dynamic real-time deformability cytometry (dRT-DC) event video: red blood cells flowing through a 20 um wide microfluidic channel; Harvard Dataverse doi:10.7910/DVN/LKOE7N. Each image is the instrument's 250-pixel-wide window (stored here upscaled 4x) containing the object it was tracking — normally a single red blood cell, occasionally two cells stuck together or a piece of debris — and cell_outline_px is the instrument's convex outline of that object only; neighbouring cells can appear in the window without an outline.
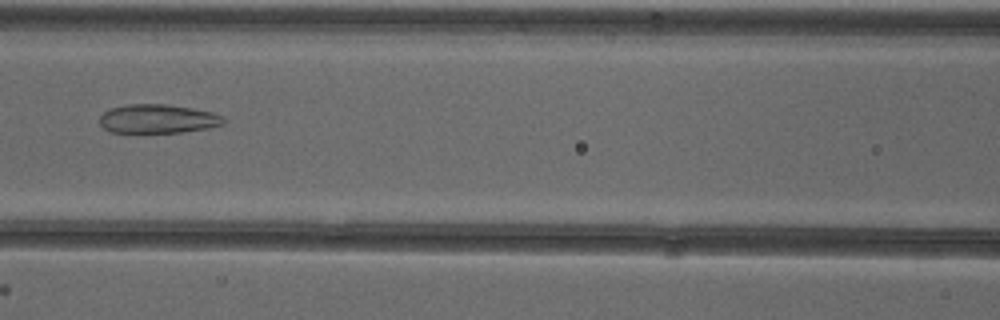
{"species": "common noctule bat (a hibernating species)", "species_latin": "Nyctalus noctula", "temperature_condition": "cold", "stored_images_in_passage": 53, "camera_frame_rate_fps": 3000, "um_per_image_px": 0.085, "animal": {"sex": "female"}, "frame": {"image": 1, "passage_image": 24, "time_ms": 7.667, "image_size_px": [1000, 320], "cell_outline_px": [[224, 124], [208, 128], [180, 132], [112, 132], [104, 128], [100, 124], [100, 116], [108, 108], [128, 104], [164, 104], [192, 108], [212, 112], [224, 116]], "centroid_in_image_um": [13.41, 10.09], "position_along_channel_um": 153.2, "area_um2": 20.81}}
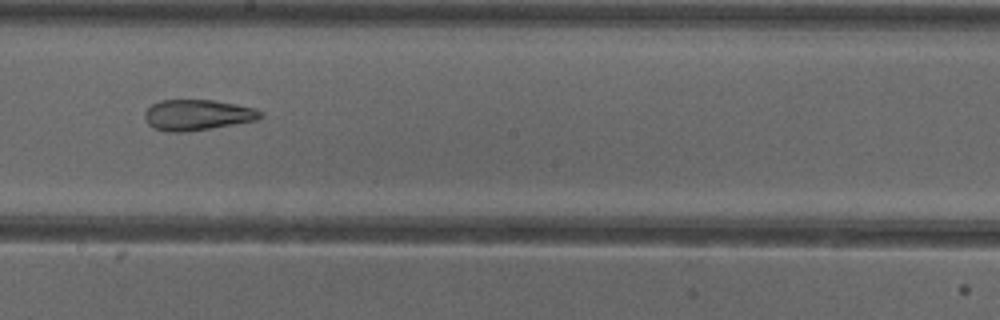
{"frame": {"image": 2, "passage_image": 30, "time_ms": 9.667, "image_size_px": [1000, 320], "cell_outline_px": [[264, 116], [256, 120], [212, 128], [184, 132], [168, 132], [156, 128], [148, 124], [144, 116], [144, 112], [152, 104], [160, 100], [212, 100], [256, 108], [264, 112]], "centroid_in_image_um": [16.8, 9.77], "position_along_channel_um": 231.4, "area_um2": 20.69}}
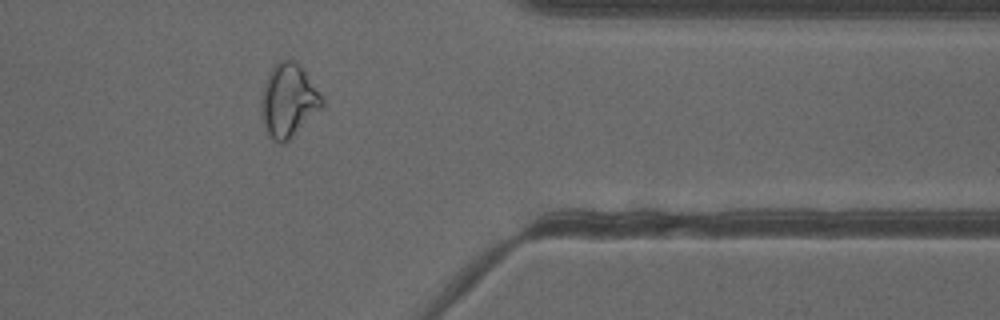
{"frame": {"image": 3, "passage_image": 43, "time_ms": 14.0, "image_size_px": [1000, 320], "cell_outline_px": [[324, 104], [284, 144], [280, 144], [272, 140], [268, 136], [264, 124], [264, 84], [268, 72], [280, 60], [292, 60], [300, 64], [304, 68], [324, 100]], "centroid_in_image_um": [24.55, 8.52], "position_along_channel_um": 386.9, "area_um2": 25.14}, "authors_computed_cell_mechanics": {"area_um2": 26.7614, "velocity_mm_per_s": 3.9163, "shape_relaxation_time_tau1_ms": null, "shape_relaxation_time_tau2_ms": 2.0826, "deformation_change_tau1": null, "deformation_change_tau2": 0.1073}}